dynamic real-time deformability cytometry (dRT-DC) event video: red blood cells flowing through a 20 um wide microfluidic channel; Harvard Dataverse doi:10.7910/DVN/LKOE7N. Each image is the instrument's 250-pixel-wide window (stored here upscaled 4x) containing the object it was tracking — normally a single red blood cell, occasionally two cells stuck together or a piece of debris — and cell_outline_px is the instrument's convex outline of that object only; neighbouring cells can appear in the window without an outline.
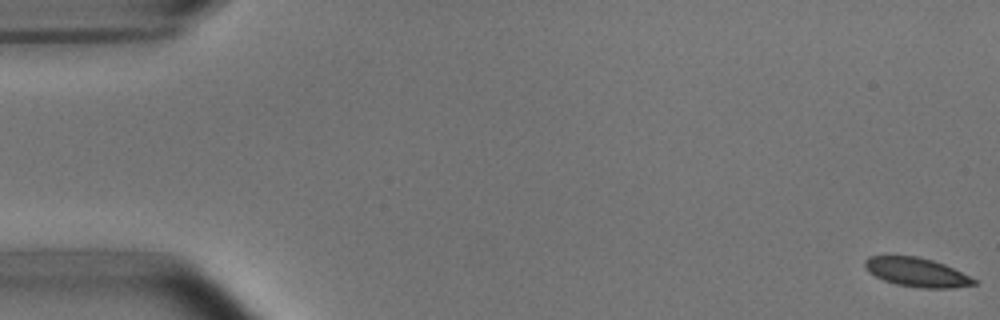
{"species": "common noctule bat (a hibernating species)", "species_latin": "Nyctalus noctula", "temperature_condition": "room temperature", "stored_images_in_passage": 55, "camera_frame_rate_fps": 3000, "um_per_image_px": 0.085, "animal": {"sex": "male", "body_mass_g": 15.6}, "frame": {"image": 1, "passage_image": 1, "time_ms": 0.0, "image_size_px": [1000, 320], "cell_outline_px": [[976, 284], [952, 288], [920, 288], [896, 284], [884, 280], [868, 272], [864, 268], [864, 260], [868, 256], [916, 256], [932, 260], [944, 264], [976, 280]], "centroid_in_image_um": [77.87, 23.14], "position_along_channel_um": 7.1, "area_um2": 18.26}}
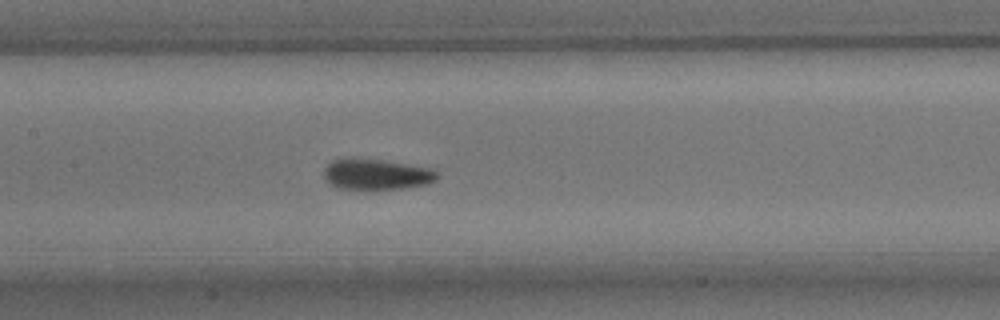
{"frame": {"image": 2, "passage_image": 26, "time_ms": 8.333, "image_size_px": [1000, 320], "cell_outline_px": [[440, 176], [436, 180], [428, 184], [404, 188], [336, 188], [324, 176], [324, 168], [332, 160], [352, 156], [436, 168]], "centroid_in_image_um": [32.05, 14.78], "position_along_channel_um": 175.4, "area_um2": 20.46}}
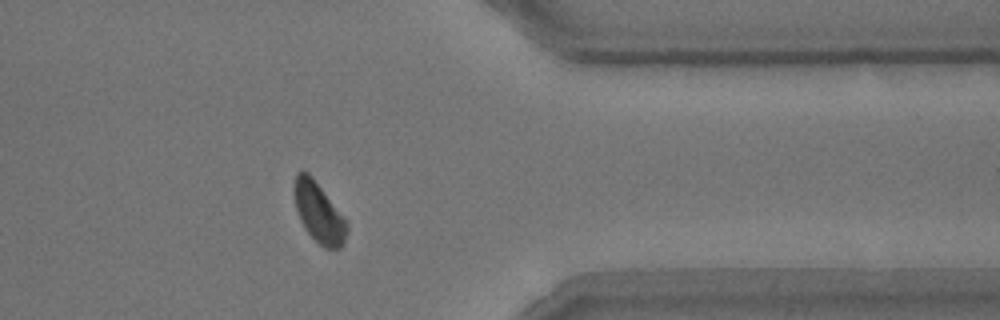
{"frame": {"image": 3, "passage_image": 44, "time_ms": 14.333, "image_size_px": [1000, 320], "cell_outline_px": [[348, 232], [344, 244], [340, 248], [324, 248], [304, 228], [300, 220], [296, 208], [296, 172], [308, 172], [312, 176], [348, 220]], "centroid_in_image_um": [27.17, 18.11], "position_along_channel_um": 384.2, "area_um2": 18.26}, "authors_computed_cell_mechanics": {"area_um2": 19.4786, "velocity_mm_per_s": 3.7101, "shape_relaxation_time_tau1_ms": 2.6109, "shape_relaxation_time_tau2_ms": null, "deformation_change_tau1": 0.1064, "deformation_change_tau2": null}}